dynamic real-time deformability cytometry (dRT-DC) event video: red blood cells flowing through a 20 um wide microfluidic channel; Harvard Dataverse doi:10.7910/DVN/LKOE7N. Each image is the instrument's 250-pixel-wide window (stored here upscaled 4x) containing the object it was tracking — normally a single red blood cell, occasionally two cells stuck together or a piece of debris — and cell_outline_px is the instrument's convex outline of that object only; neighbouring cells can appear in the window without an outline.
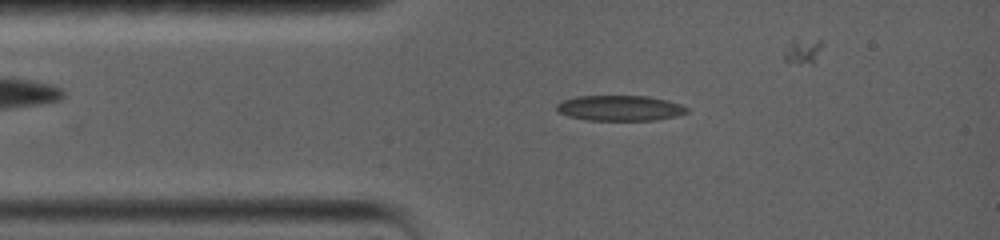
{"species": "common noctule bat (a hibernating species)", "species_latin": "Nyctalus noctula", "temperature_condition": "warm", "stored_images_in_passage": 37, "camera_frame_rate_fps": 5000, "um_per_image_px": 0.085, "animal": {"sex": "female", "body_mass_g": 19.0, "forearm_length_mm": 56.7}, "frame": {"image": 1, "passage_image": 5, "time_ms": 1.8, "image_size_px": [1000, 240], "cell_outline_px": [[688, 112], [676, 116], [656, 120], [588, 120], [568, 116], [560, 112], [556, 108], [556, 104], [564, 100], [576, 96], [648, 96], [668, 100], [680, 104], [688, 108]], "centroid_in_image_um": [52.71, 9.18], "position_along_channel_um": 32.3, "area_um2": 19.25}}
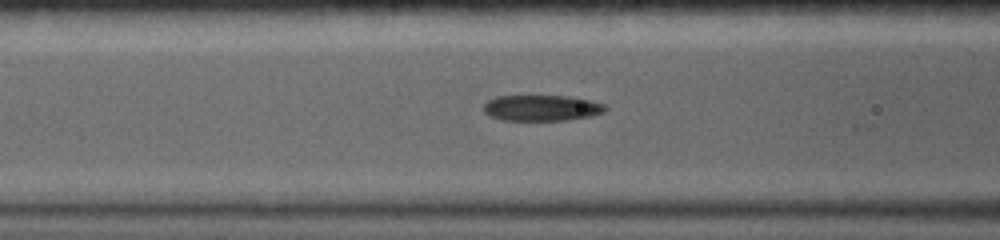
{"frame": {"image": 2, "passage_image": 15, "time_ms": 4.6, "image_size_px": [1000, 240], "cell_outline_px": [[608, 108], [604, 112], [592, 116], [568, 120], [500, 120], [488, 116], [484, 112], [484, 104], [488, 100], [496, 96], [568, 96], [588, 100], [604, 104]], "centroid_in_image_um": [46.02, 9.18], "position_along_channel_um": 120.6, "area_um2": 18.44}}
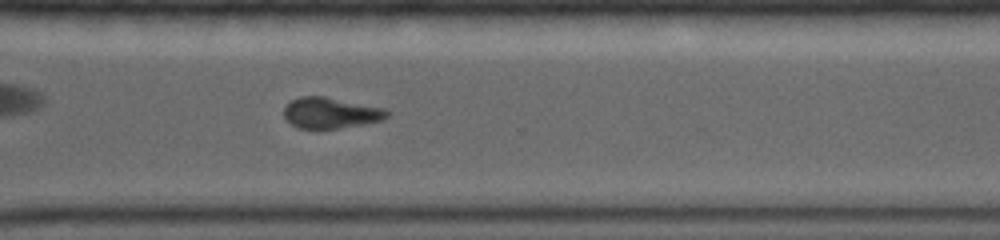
{"frame": {"image": 3, "passage_image": 29, "time_ms": 10.8, "image_size_px": [1000, 240], "cell_outline_px": [[392, 112], [384, 120], [364, 124], [336, 128], [300, 128], [292, 124], [284, 116], [284, 108], [292, 100], [300, 96], [324, 96], [384, 108]], "centroid_in_image_um": [28.15, 9.59], "position_along_channel_um": 342.4, "area_um2": 18.44}}